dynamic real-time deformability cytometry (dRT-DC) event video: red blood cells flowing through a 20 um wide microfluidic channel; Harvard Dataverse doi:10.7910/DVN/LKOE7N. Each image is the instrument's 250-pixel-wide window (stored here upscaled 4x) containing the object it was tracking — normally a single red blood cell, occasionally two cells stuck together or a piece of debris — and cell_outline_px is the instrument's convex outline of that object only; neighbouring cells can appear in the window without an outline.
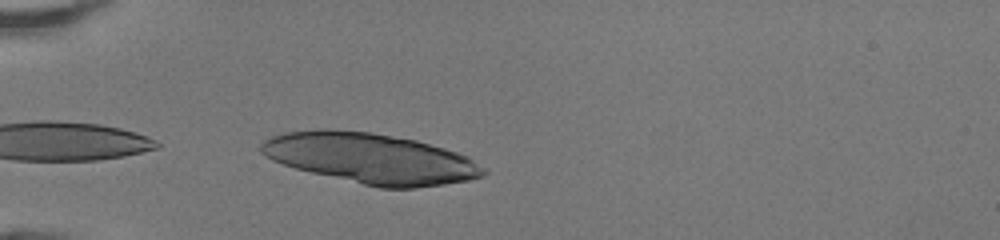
{"species": "human", "species_latin": "Homo sapiens", "temperature_condition": "room temperature", "stored_images_in_passage": 32, "camera_frame_rate_fps": 3000, "um_per_image_px": 0.085, "donor": {"sex": "female"}, "frame": {"image": 1, "passage_image": 1, "time_ms": 0.0, "image_size_px": [1000, 240], "cell_outline_px": [[488, 172], [484, 176], [472, 180], [416, 188], [380, 188], [312, 172], [296, 168], [272, 160], [260, 152], [260, 144], [264, 140], [272, 136], [284, 132], [316, 128], [332, 128], [372, 132], [416, 140], [444, 148], [468, 156], [488, 168]], "centroid_in_image_um": [31.55, 13.45], "position_along_channel_um": 53.5, "area_um2": 65.6}}